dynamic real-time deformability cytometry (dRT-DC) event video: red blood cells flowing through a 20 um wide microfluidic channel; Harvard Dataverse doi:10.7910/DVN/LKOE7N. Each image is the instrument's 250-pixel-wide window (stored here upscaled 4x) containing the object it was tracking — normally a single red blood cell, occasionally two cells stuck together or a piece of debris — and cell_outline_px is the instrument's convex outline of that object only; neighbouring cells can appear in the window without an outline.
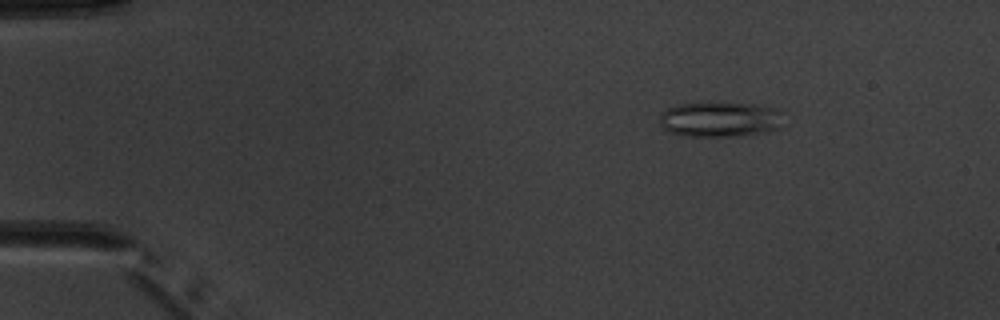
{"species": "common noctule bat (a hibernating species)", "species_latin": "Nyctalus noctula", "temperature_condition": "warm", "stored_images_in_passage": 6, "camera_frame_rate_fps": 3000, "um_per_image_px": 0.085, "animal": {"sex": "male", "body_mass_g": 20.1, "forearm_length_mm": 53.5}, "frame": {"image": 1, "passage_image": 2, "time_ms": 2.0, "image_size_px": [1000, 320], "cell_outline_px": [[780, 128], [764, 132], [740, 136], [680, 136], [668, 132], [660, 124], [660, 112], [676, 104], [752, 104], [776, 108]], "centroid_in_image_um": [61.1, 10.17], "position_along_channel_um": 23.9, "area_um2": 24.85}}
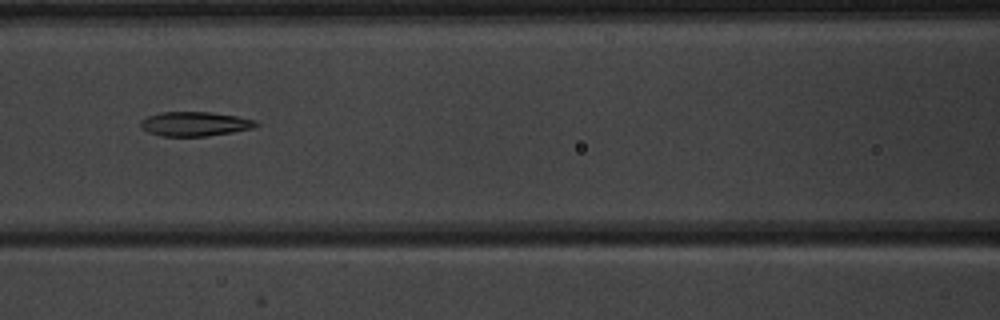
{"frame": {"image": 2, "passage_image": 6, "time_ms": 7.333, "image_size_px": [1000, 320], "cell_outline_px": [[260, 124], [252, 128], [232, 132], [204, 136], [160, 136], [148, 132], [140, 128], [140, 120], [148, 116], [160, 112], [208, 112], [236, 116], [256, 120]], "centroid_in_image_um": [16.52, 10.53], "position_along_channel_um": 150.1, "area_um2": 16.36}}